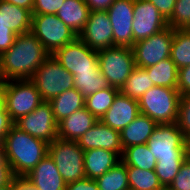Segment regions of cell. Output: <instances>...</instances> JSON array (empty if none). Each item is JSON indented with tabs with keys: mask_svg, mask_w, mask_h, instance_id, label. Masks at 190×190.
Instances as JSON below:
<instances>
[{
	"mask_svg": "<svg viewBox=\"0 0 190 190\" xmlns=\"http://www.w3.org/2000/svg\"><path fill=\"white\" fill-rule=\"evenodd\" d=\"M49 56L43 44L32 32L17 35L14 44L1 54L5 81L31 79Z\"/></svg>",
	"mask_w": 190,
	"mask_h": 190,
	"instance_id": "cell-1",
	"label": "cell"
},
{
	"mask_svg": "<svg viewBox=\"0 0 190 190\" xmlns=\"http://www.w3.org/2000/svg\"><path fill=\"white\" fill-rule=\"evenodd\" d=\"M14 176H26L48 154V143L14 124L0 143Z\"/></svg>",
	"mask_w": 190,
	"mask_h": 190,
	"instance_id": "cell-2",
	"label": "cell"
},
{
	"mask_svg": "<svg viewBox=\"0 0 190 190\" xmlns=\"http://www.w3.org/2000/svg\"><path fill=\"white\" fill-rule=\"evenodd\" d=\"M3 103L14 123L34 111L43 99L30 79L8 80L0 88Z\"/></svg>",
	"mask_w": 190,
	"mask_h": 190,
	"instance_id": "cell-3",
	"label": "cell"
},
{
	"mask_svg": "<svg viewBox=\"0 0 190 190\" xmlns=\"http://www.w3.org/2000/svg\"><path fill=\"white\" fill-rule=\"evenodd\" d=\"M180 96L178 89L153 86L138 100L139 111L157 124L175 123Z\"/></svg>",
	"mask_w": 190,
	"mask_h": 190,
	"instance_id": "cell-4",
	"label": "cell"
},
{
	"mask_svg": "<svg viewBox=\"0 0 190 190\" xmlns=\"http://www.w3.org/2000/svg\"><path fill=\"white\" fill-rule=\"evenodd\" d=\"M30 80L35 84L43 101L47 102L75 87L73 75L52 55L41 64Z\"/></svg>",
	"mask_w": 190,
	"mask_h": 190,
	"instance_id": "cell-5",
	"label": "cell"
},
{
	"mask_svg": "<svg viewBox=\"0 0 190 190\" xmlns=\"http://www.w3.org/2000/svg\"><path fill=\"white\" fill-rule=\"evenodd\" d=\"M97 53L102 75L111 87L120 90L136 67L132 47L115 45Z\"/></svg>",
	"mask_w": 190,
	"mask_h": 190,
	"instance_id": "cell-6",
	"label": "cell"
},
{
	"mask_svg": "<svg viewBox=\"0 0 190 190\" xmlns=\"http://www.w3.org/2000/svg\"><path fill=\"white\" fill-rule=\"evenodd\" d=\"M146 144L157 160L189 157L188 142L176 122L157 124Z\"/></svg>",
	"mask_w": 190,
	"mask_h": 190,
	"instance_id": "cell-7",
	"label": "cell"
},
{
	"mask_svg": "<svg viewBox=\"0 0 190 190\" xmlns=\"http://www.w3.org/2000/svg\"><path fill=\"white\" fill-rule=\"evenodd\" d=\"M48 154L66 183L75 182L86 177L84 172V151L76 141L57 137L48 144Z\"/></svg>",
	"mask_w": 190,
	"mask_h": 190,
	"instance_id": "cell-8",
	"label": "cell"
},
{
	"mask_svg": "<svg viewBox=\"0 0 190 190\" xmlns=\"http://www.w3.org/2000/svg\"><path fill=\"white\" fill-rule=\"evenodd\" d=\"M31 32L50 55L78 37L56 14L32 15Z\"/></svg>",
	"mask_w": 190,
	"mask_h": 190,
	"instance_id": "cell-9",
	"label": "cell"
},
{
	"mask_svg": "<svg viewBox=\"0 0 190 190\" xmlns=\"http://www.w3.org/2000/svg\"><path fill=\"white\" fill-rule=\"evenodd\" d=\"M174 29L170 26L132 46L135 66L147 68L170 58Z\"/></svg>",
	"mask_w": 190,
	"mask_h": 190,
	"instance_id": "cell-10",
	"label": "cell"
},
{
	"mask_svg": "<svg viewBox=\"0 0 190 190\" xmlns=\"http://www.w3.org/2000/svg\"><path fill=\"white\" fill-rule=\"evenodd\" d=\"M14 125L48 144L58 137V123L55 121L51 105L47 101H43L26 116L20 117L14 122Z\"/></svg>",
	"mask_w": 190,
	"mask_h": 190,
	"instance_id": "cell-11",
	"label": "cell"
},
{
	"mask_svg": "<svg viewBox=\"0 0 190 190\" xmlns=\"http://www.w3.org/2000/svg\"><path fill=\"white\" fill-rule=\"evenodd\" d=\"M52 56L72 75L76 72L95 71L99 67L97 51L79 37L58 49Z\"/></svg>",
	"mask_w": 190,
	"mask_h": 190,
	"instance_id": "cell-12",
	"label": "cell"
},
{
	"mask_svg": "<svg viewBox=\"0 0 190 190\" xmlns=\"http://www.w3.org/2000/svg\"><path fill=\"white\" fill-rule=\"evenodd\" d=\"M133 41L144 40L168 27L167 20L148 0H134Z\"/></svg>",
	"mask_w": 190,
	"mask_h": 190,
	"instance_id": "cell-13",
	"label": "cell"
},
{
	"mask_svg": "<svg viewBox=\"0 0 190 190\" xmlns=\"http://www.w3.org/2000/svg\"><path fill=\"white\" fill-rule=\"evenodd\" d=\"M133 8L134 0H115L108 8L107 14L113 28V46L132 47L134 45Z\"/></svg>",
	"mask_w": 190,
	"mask_h": 190,
	"instance_id": "cell-14",
	"label": "cell"
},
{
	"mask_svg": "<svg viewBox=\"0 0 190 190\" xmlns=\"http://www.w3.org/2000/svg\"><path fill=\"white\" fill-rule=\"evenodd\" d=\"M78 37L91 49L99 51L113 46V28L107 11H90Z\"/></svg>",
	"mask_w": 190,
	"mask_h": 190,
	"instance_id": "cell-15",
	"label": "cell"
},
{
	"mask_svg": "<svg viewBox=\"0 0 190 190\" xmlns=\"http://www.w3.org/2000/svg\"><path fill=\"white\" fill-rule=\"evenodd\" d=\"M76 142L83 151L105 149L116 152L120 157L123 154L120 132L113 130L101 120H98Z\"/></svg>",
	"mask_w": 190,
	"mask_h": 190,
	"instance_id": "cell-16",
	"label": "cell"
},
{
	"mask_svg": "<svg viewBox=\"0 0 190 190\" xmlns=\"http://www.w3.org/2000/svg\"><path fill=\"white\" fill-rule=\"evenodd\" d=\"M139 114L138 100L119 92L101 121L113 130L121 132Z\"/></svg>",
	"mask_w": 190,
	"mask_h": 190,
	"instance_id": "cell-17",
	"label": "cell"
},
{
	"mask_svg": "<svg viewBox=\"0 0 190 190\" xmlns=\"http://www.w3.org/2000/svg\"><path fill=\"white\" fill-rule=\"evenodd\" d=\"M38 190H66L67 183L62 178L52 158L47 154L25 176Z\"/></svg>",
	"mask_w": 190,
	"mask_h": 190,
	"instance_id": "cell-18",
	"label": "cell"
},
{
	"mask_svg": "<svg viewBox=\"0 0 190 190\" xmlns=\"http://www.w3.org/2000/svg\"><path fill=\"white\" fill-rule=\"evenodd\" d=\"M98 119L85 107L58 122V138L77 141Z\"/></svg>",
	"mask_w": 190,
	"mask_h": 190,
	"instance_id": "cell-19",
	"label": "cell"
},
{
	"mask_svg": "<svg viewBox=\"0 0 190 190\" xmlns=\"http://www.w3.org/2000/svg\"><path fill=\"white\" fill-rule=\"evenodd\" d=\"M121 161V157L113 151L90 149L84 151V172L90 179H97Z\"/></svg>",
	"mask_w": 190,
	"mask_h": 190,
	"instance_id": "cell-20",
	"label": "cell"
},
{
	"mask_svg": "<svg viewBox=\"0 0 190 190\" xmlns=\"http://www.w3.org/2000/svg\"><path fill=\"white\" fill-rule=\"evenodd\" d=\"M156 126L154 120L140 113L120 132L123 150L129 146L146 144Z\"/></svg>",
	"mask_w": 190,
	"mask_h": 190,
	"instance_id": "cell-21",
	"label": "cell"
},
{
	"mask_svg": "<svg viewBox=\"0 0 190 190\" xmlns=\"http://www.w3.org/2000/svg\"><path fill=\"white\" fill-rule=\"evenodd\" d=\"M89 13L85 0H65L56 16L78 36L86 25Z\"/></svg>",
	"mask_w": 190,
	"mask_h": 190,
	"instance_id": "cell-22",
	"label": "cell"
},
{
	"mask_svg": "<svg viewBox=\"0 0 190 190\" xmlns=\"http://www.w3.org/2000/svg\"><path fill=\"white\" fill-rule=\"evenodd\" d=\"M0 19L17 35L31 32L32 13L25 8L0 0Z\"/></svg>",
	"mask_w": 190,
	"mask_h": 190,
	"instance_id": "cell-23",
	"label": "cell"
},
{
	"mask_svg": "<svg viewBox=\"0 0 190 190\" xmlns=\"http://www.w3.org/2000/svg\"><path fill=\"white\" fill-rule=\"evenodd\" d=\"M55 121L70 116L77 110L85 107V97L74 87L49 101Z\"/></svg>",
	"mask_w": 190,
	"mask_h": 190,
	"instance_id": "cell-24",
	"label": "cell"
},
{
	"mask_svg": "<svg viewBox=\"0 0 190 190\" xmlns=\"http://www.w3.org/2000/svg\"><path fill=\"white\" fill-rule=\"evenodd\" d=\"M143 69L148 73L155 86L177 89L178 69L171 58Z\"/></svg>",
	"mask_w": 190,
	"mask_h": 190,
	"instance_id": "cell-25",
	"label": "cell"
},
{
	"mask_svg": "<svg viewBox=\"0 0 190 190\" xmlns=\"http://www.w3.org/2000/svg\"><path fill=\"white\" fill-rule=\"evenodd\" d=\"M121 161L126 166H132L142 170H155L157 163V159L152 155L147 144L125 148Z\"/></svg>",
	"mask_w": 190,
	"mask_h": 190,
	"instance_id": "cell-26",
	"label": "cell"
},
{
	"mask_svg": "<svg viewBox=\"0 0 190 190\" xmlns=\"http://www.w3.org/2000/svg\"><path fill=\"white\" fill-rule=\"evenodd\" d=\"M73 77L75 88L85 98L101 89L110 87L99 67L95 71L76 72Z\"/></svg>",
	"mask_w": 190,
	"mask_h": 190,
	"instance_id": "cell-27",
	"label": "cell"
},
{
	"mask_svg": "<svg viewBox=\"0 0 190 190\" xmlns=\"http://www.w3.org/2000/svg\"><path fill=\"white\" fill-rule=\"evenodd\" d=\"M170 58L178 70L190 65V29H174Z\"/></svg>",
	"mask_w": 190,
	"mask_h": 190,
	"instance_id": "cell-28",
	"label": "cell"
},
{
	"mask_svg": "<svg viewBox=\"0 0 190 190\" xmlns=\"http://www.w3.org/2000/svg\"><path fill=\"white\" fill-rule=\"evenodd\" d=\"M119 92L118 88L111 86L101 89L85 98V108L98 120H101Z\"/></svg>",
	"mask_w": 190,
	"mask_h": 190,
	"instance_id": "cell-29",
	"label": "cell"
},
{
	"mask_svg": "<svg viewBox=\"0 0 190 190\" xmlns=\"http://www.w3.org/2000/svg\"><path fill=\"white\" fill-rule=\"evenodd\" d=\"M153 86L155 85L148 73L143 68L135 67L121 87L120 92L125 96L139 100Z\"/></svg>",
	"mask_w": 190,
	"mask_h": 190,
	"instance_id": "cell-30",
	"label": "cell"
},
{
	"mask_svg": "<svg viewBox=\"0 0 190 190\" xmlns=\"http://www.w3.org/2000/svg\"><path fill=\"white\" fill-rule=\"evenodd\" d=\"M95 181L99 190H130L127 167L122 161L95 179Z\"/></svg>",
	"mask_w": 190,
	"mask_h": 190,
	"instance_id": "cell-31",
	"label": "cell"
},
{
	"mask_svg": "<svg viewBox=\"0 0 190 190\" xmlns=\"http://www.w3.org/2000/svg\"><path fill=\"white\" fill-rule=\"evenodd\" d=\"M126 167L130 190H161L163 188L155 170H142L132 166Z\"/></svg>",
	"mask_w": 190,
	"mask_h": 190,
	"instance_id": "cell-32",
	"label": "cell"
},
{
	"mask_svg": "<svg viewBox=\"0 0 190 190\" xmlns=\"http://www.w3.org/2000/svg\"><path fill=\"white\" fill-rule=\"evenodd\" d=\"M186 159L157 160L155 172L163 187H168L173 181Z\"/></svg>",
	"mask_w": 190,
	"mask_h": 190,
	"instance_id": "cell-33",
	"label": "cell"
},
{
	"mask_svg": "<svg viewBox=\"0 0 190 190\" xmlns=\"http://www.w3.org/2000/svg\"><path fill=\"white\" fill-rule=\"evenodd\" d=\"M167 22L173 29H190V0H176Z\"/></svg>",
	"mask_w": 190,
	"mask_h": 190,
	"instance_id": "cell-34",
	"label": "cell"
},
{
	"mask_svg": "<svg viewBox=\"0 0 190 190\" xmlns=\"http://www.w3.org/2000/svg\"><path fill=\"white\" fill-rule=\"evenodd\" d=\"M176 124L188 142L190 140V94L180 96Z\"/></svg>",
	"mask_w": 190,
	"mask_h": 190,
	"instance_id": "cell-35",
	"label": "cell"
},
{
	"mask_svg": "<svg viewBox=\"0 0 190 190\" xmlns=\"http://www.w3.org/2000/svg\"><path fill=\"white\" fill-rule=\"evenodd\" d=\"M168 188L170 190H190V157L183 162Z\"/></svg>",
	"mask_w": 190,
	"mask_h": 190,
	"instance_id": "cell-36",
	"label": "cell"
},
{
	"mask_svg": "<svg viewBox=\"0 0 190 190\" xmlns=\"http://www.w3.org/2000/svg\"><path fill=\"white\" fill-rule=\"evenodd\" d=\"M65 0H34L32 15L56 14Z\"/></svg>",
	"mask_w": 190,
	"mask_h": 190,
	"instance_id": "cell-37",
	"label": "cell"
},
{
	"mask_svg": "<svg viewBox=\"0 0 190 190\" xmlns=\"http://www.w3.org/2000/svg\"><path fill=\"white\" fill-rule=\"evenodd\" d=\"M17 34L0 19V54L7 51L13 44Z\"/></svg>",
	"mask_w": 190,
	"mask_h": 190,
	"instance_id": "cell-38",
	"label": "cell"
},
{
	"mask_svg": "<svg viewBox=\"0 0 190 190\" xmlns=\"http://www.w3.org/2000/svg\"><path fill=\"white\" fill-rule=\"evenodd\" d=\"M177 89L180 95L190 94V65L178 70Z\"/></svg>",
	"mask_w": 190,
	"mask_h": 190,
	"instance_id": "cell-39",
	"label": "cell"
},
{
	"mask_svg": "<svg viewBox=\"0 0 190 190\" xmlns=\"http://www.w3.org/2000/svg\"><path fill=\"white\" fill-rule=\"evenodd\" d=\"M14 123L11 121L8 112L5 109L4 103H3V96L0 91V143L8 133L10 127Z\"/></svg>",
	"mask_w": 190,
	"mask_h": 190,
	"instance_id": "cell-40",
	"label": "cell"
},
{
	"mask_svg": "<svg viewBox=\"0 0 190 190\" xmlns=\"http://www.w3.org/2000/svg\"><path fill=\"white\" fill-rule=\"evenodd\" d=\"M14 175L9 163L6 161L0 146V187L10 183Z\"/></svg>",
	"mask_w": 190,
	"mask_h": 190,
	"instance_id": "cell-41",
	"label": "cell"
},
{
	"mask_svg": "<svg viewBox=\"0 0 190 190\" xmlns=\"http://www.w3.org/2000/svg\"><path fill=\"white\" fill-rule=\"evenodd\" d=\"M66 190H99L95 180L84 177L75 182L67 183Z\"/></svg>",
	"mask_w": 190,
	"mask_h": 190,
	"instance_id": "cell-42",
	"label": "cell"
},
{
	"mask_svg": "<svg viewBox=\"0 0 190 190\" xmlns=\"http://www.w3.org/2000/svg\"><path fill=\"white\" fill-rule=\"evenodd\" d=\"M161 13V15L168 20L173 12L176 0H148Z\"/></svg>",
	"mask_w": 190,
	"mask_h": 190,
	"instance_id": "cell-43",
	"label": "cell"
},
{
	"mask_svg": "<svg viewBox=\"0 0 190 190\" xmlns=\"http://www.w3.org/2000/svg\"><path fill=\"white\" fill-rule=\"evenodd\" d=\"M115 0H85L90 11H107Z\"/></svg>",
	"mask_w": 190,
	"mask_h": 190,
	"instance_id": "cell-44",
	"label": "cell"
},
{
	"mask_svg": "<svg viewBox=\"0 0 190 190\" xmlns=\"http://www.w3.org/2000/svg\"><path fill=\"white\" fill-rule=\"evenodd\" d=\"M14 190H38L25 176H14L13 178Z\"/></svg>",
	"mask_w": 190,
	"mask_h": 190,
	"instance_id": "cell-45",
	"label": "cell"
},
{
	"mask_svg": "<svg viewBox=\"0 0 190 190\" xmlns=\"http://www.w3.org/2000/svg\"><path fill=\"white\" fill-rule=\"evenodd\" d=\"M9 3H12L16 6L25 8L27 10H29L32 13L33 10V1L34 0H3Z\"/></svg>",
	"mask_w": 190,
	"mask_h": 190,
	"instance_id": "cell-46",
	"label": "cell"
},
{
	"mask_svg": "<svg viewBox=\"0 0 190 190\" xmlns=\"http://www.w3.org/2000/svg\"><path fill=\"white\" fill-rule=\"evenodd\" d=\"M4 74L2 72L1 54H0V88L5 83Z\"/></svg>",
	"mask_w": 190,
	"mask_h": 190,
	"instance_id": "cell-47",
	"label": "cell"
},
{
	"mask_svg": "<svg viewBox=\"0 0 190 190\" xmlns=\"http://www.w3.org/2000/svg\"><path fill=\"white\" fill-rule=\"evenodd\" d=\"M0 190H14L13 189V179L10 183L0 187Z\"/></svg>",
	"mask_w": 190,
	"mask_h": 190,
	"instance_id": "cell-48",
	"label": "cell"
},
{
	"mask_svg": "<svg viewBox=\"0 0 190 190\" xmlns=\"http://www.w3.org/2000/svg\"><path fill=\"white\" fill-rule=\"evenodd\" d=\"M188 153H189V157H190V140L188 141Z\"/></svg>",
	"mask_w": 190,
	"mask_h": 190,
	"instance_id": "cell-49",
	"label": "cell"
},
{
	"mask_svg": "<svg viewBox=\"0 0 190 190\" xmlns=\"http://www.w3.org/2000/svg\"><path fill=\"white\" fill-rule=\"evenodd\" d=\"M161 190H170L168 187H163Z\"/></svg>",
	"mask_w": 190,
	"mask_h": 190,
	"instance_id": "cell-50",
	"label": "cell"
}]
</instances>
